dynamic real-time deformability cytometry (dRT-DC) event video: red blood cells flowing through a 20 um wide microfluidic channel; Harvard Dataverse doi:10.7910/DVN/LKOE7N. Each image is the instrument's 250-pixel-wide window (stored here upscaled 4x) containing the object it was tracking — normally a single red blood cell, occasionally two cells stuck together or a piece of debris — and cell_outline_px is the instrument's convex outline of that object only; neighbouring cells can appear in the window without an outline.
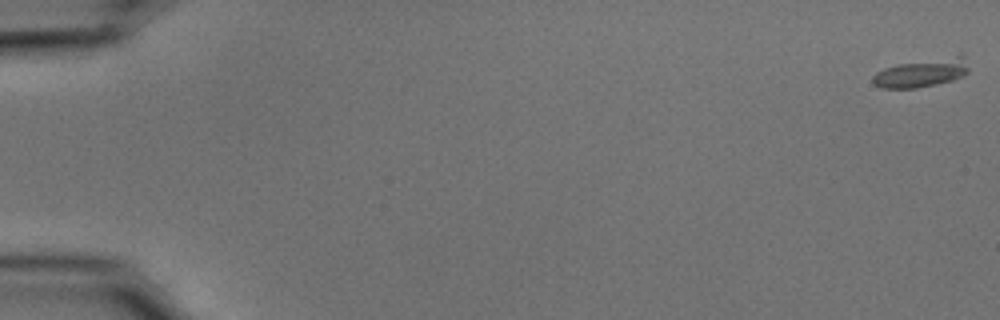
{"species": "common noctule bat (a hibernating species)", "species_latin": "Nyctalus noctula", "temperature_condition": "cold", "stored_images_in_passage": 50, "camera_frame_rate_fps": 3000, "um_per_image_px": 0.085, "animal": {"sex": "male", "body_mass_g": 15.6}, "frame": {"image": 1, "passage_image": 1, "time_ms": 0.0, "image_size_px": [1000, 320], "cell_outline_px": [[968, 72], [964, 76], [952, 80], [936, 84], [916, 88], [884, 88], [876, 84], [872, 80], [872, 76], [876, 72], [884, 68], [896, 64], [960, 52], [964, 56], [968, 68]], "centroid_in_image_um": [78.41, 6.13], "position_along_channel_um": 6.6, "area_um2": 16.42}}
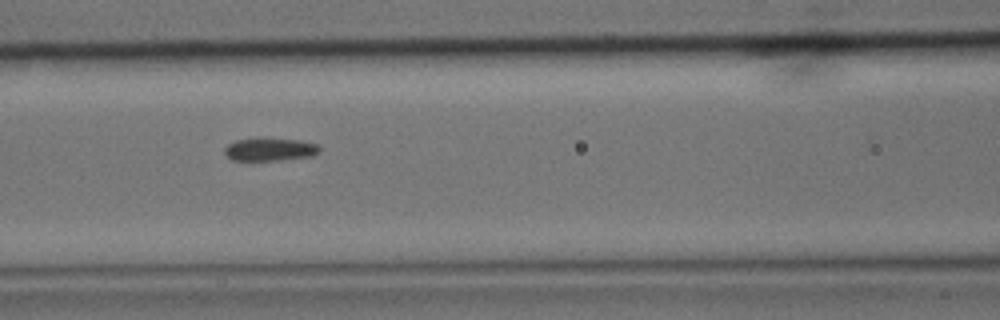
{"frame": {"image": 2, "passage_image": 25, "time_ms": 8.0, "image_size_px": [1000, 320], "cell_outline_px": [[320, 148], [312, 156], [276, 160], [232, 160], [224, 152], [224, 148], [228, 144], [236, 140], [256, 136], [300, 140], [316, 144]], "centroid_in_image_um": [22.88, 12.66], "position_along_channel_um": 143.7, "area_um2": 12.89}}
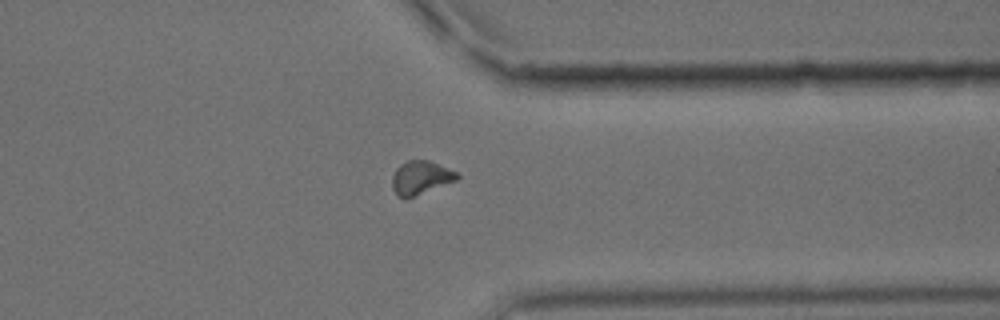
{"frame": {"image": 3, "passage_image": 44, "time_ms": 14.333, "image_size_px": [1000, 320], "cell_outline_px": [[460, 176], [456, 180], [404, 200], [392, 188], [392, 176], [396, 168], [400, 164], [408, 160], [428, 160], [456, 172]], "centroid_in_image_um": [35.72, 15.1], "position_along_channel_um": 375.7, "area_um2": 12.48}, "authors_computed_cell_mechanics": {"area_um2": 13.005, "velocity_mm_per_s": 3.6908, "shape_relaxation_time_tau1_ms": 3.219, "shape_relaxation_time_tau2_ms": 5.4563, "deformation_change_tau1": 0.1123, "deformation_change_tau2": 0.0743}}